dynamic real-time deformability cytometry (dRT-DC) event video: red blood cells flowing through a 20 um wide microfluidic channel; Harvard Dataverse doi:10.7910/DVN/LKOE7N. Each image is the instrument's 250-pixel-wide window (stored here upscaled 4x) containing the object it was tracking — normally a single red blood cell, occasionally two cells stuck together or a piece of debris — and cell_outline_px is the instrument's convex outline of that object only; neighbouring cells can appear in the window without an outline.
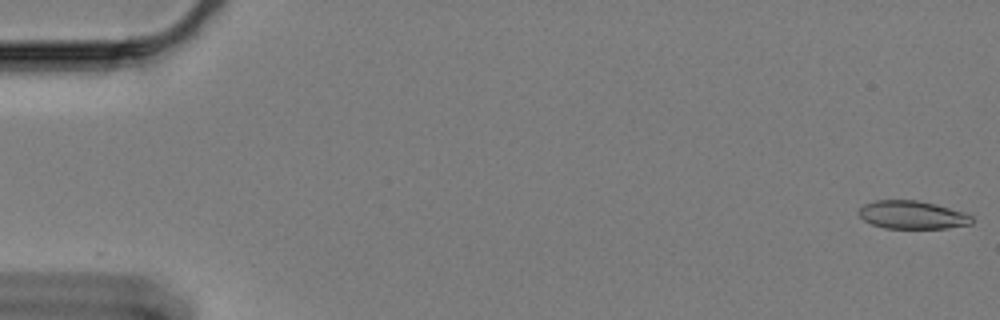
{"species": "Egyptian fruit bat (a non-hibernating species)", "species_latin": "Rousettus aegyptiacus", "temperature_condition": "cold", "stored_images_in_passage": 27, "camera_frame_rate_fps": 3000, "um_per_image_px": 0.085, "animal": {"sex": "female"}, "frame": {"image": 1, "passage_image": 1, "time_ms": 0.0, "image_size_px": [1000, 320], "cell_outline_px": [[972, 224], [948, 228], [884, 228], [872, 224], [864, 220], [860, 216], [860, 208], [864, 204], [876, 200], [916, 200], [936, 204], [964, 212], [972, 216]], "centroid_in_image_um": [77.56, 18.26], "position_along_channel_um": 7.4, "area_um2": 18.44}}
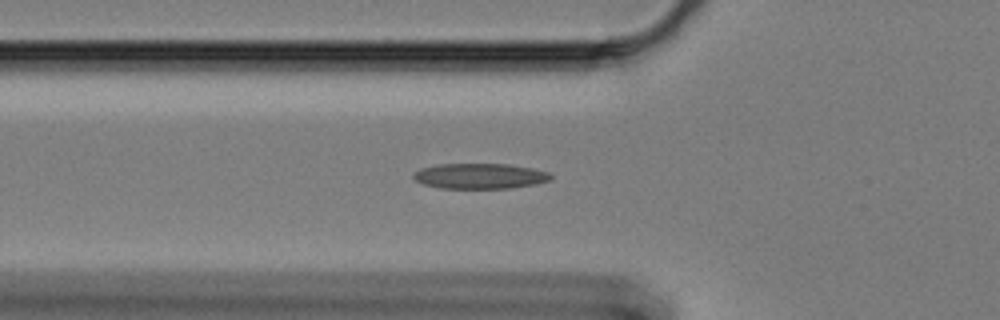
{"frame": {"image": 2, "passage_image": 21, "time_ms": 6.667, "image_size_px": [1000, 320], "cell_outline_px": [[552, 180], [536, 184], [512, 188], [440, 188], [424, 184], [416, 180], [412, 176], [420, 168], [436, 164], [508, 164], [532, 168], [548, 172], [552, 176]], "centroid_in_image_um": [40.81, 14.96], "position_along_channel_um": 85.0, "area_um2": 20.35}}
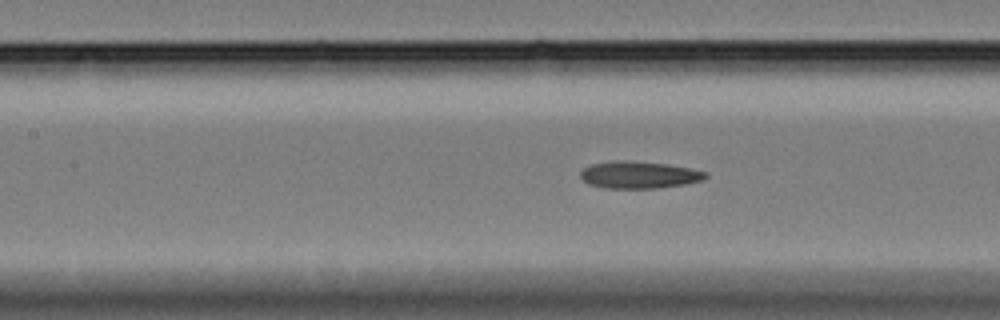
{"frame": {"image": 3, "passage_image": 27, "time_ms": 8.667, "image_size_px": [1000, 320], "cell_outline_px": [[708, 176], [704, 180], [684, 184], [656, 188], [604, 188], [588, 184], [580, 176], [580, 172], [584, 168], [592, 164], [616, 160], [624, 160], [664, 164], [692, 168], [708, 172]], "centroid_in_image_um": [54.33, 14.86], "position_along_channel_um": 153.1, "area_um2": 19.71}}